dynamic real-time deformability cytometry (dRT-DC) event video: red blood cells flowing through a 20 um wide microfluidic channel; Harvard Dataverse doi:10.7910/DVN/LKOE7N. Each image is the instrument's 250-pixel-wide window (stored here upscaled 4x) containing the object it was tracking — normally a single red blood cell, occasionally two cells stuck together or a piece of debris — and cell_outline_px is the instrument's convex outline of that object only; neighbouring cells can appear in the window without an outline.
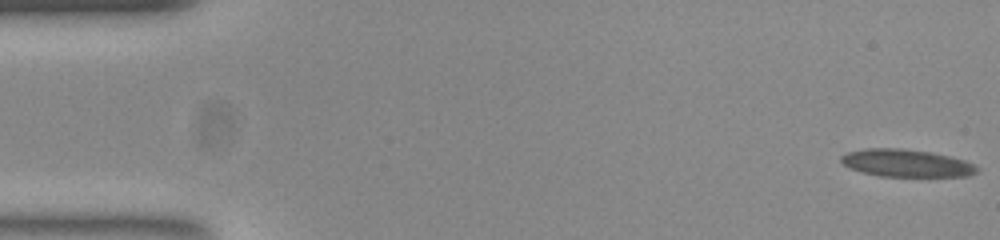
{"species": "common noctule bat (a hibernating species)", "species_latin": "Nyctalus noctula", "temperature_condition": "room temperature", "stored_images_in_passage": 8, "camera_frame_rate_fps": 3000, "um_per_image_px": 0.085, "animal": {"sex": "female", "body_mass_g": 23.0, "forearm_length_mm": 53.4}, "frame": {"image": 1, "passage_image": 1, "time_ms": 0.0, "image_size_px": [1000, 240], "cell_outline_px": [[980, 168], [976, 172], [968, 176], [880, 176], [864, 172], [852, 168], [844, 164], [840, 160], [840, 156], [848, 152], [868, 148], [900, 148], [932, 152], [964, 160]], "centroid_in_image_um": [77.05, 13.86], "position_along_channel_um": 8.0, "area_um2": 21.5}}